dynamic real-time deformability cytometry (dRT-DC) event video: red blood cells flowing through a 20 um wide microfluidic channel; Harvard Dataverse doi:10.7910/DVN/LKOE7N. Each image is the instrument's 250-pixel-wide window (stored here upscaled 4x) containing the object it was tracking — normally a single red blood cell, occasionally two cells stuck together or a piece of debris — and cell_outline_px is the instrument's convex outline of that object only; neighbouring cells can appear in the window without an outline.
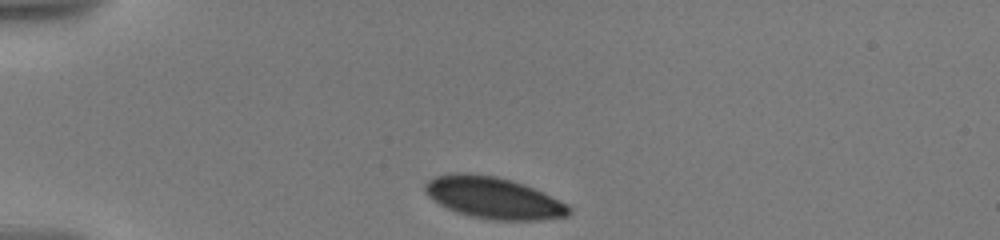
{"species": "human", "species_latin": "Homo sapiens", "temperature_condition": "warm", "stored_images_in_passage": 43, "camera_frame_rate_fps": 3000, "um_per_image_px": 0.085, "donor": {"sex": "male"}, "frame": {"image": 1, "passage_image": 1, "time_ms": 0.0, "image_size_px": [1000, 240], "cell_outline_px": [[572, 212], [568, 216], [540, 220], [496, 220], [472, 216], [456, 212], [432, 200], [428, 196], [424, 188], [424, 184], [428, 180], [436, 176], [456, 172], [468, 172], [496, 176], [512, 180], [524, 184], [568, 204], [572, 208]], "centroid_in_image_um": [41.95, 16.81], "position_along_channel_um": 43.1, "area_um2": 34.97}}
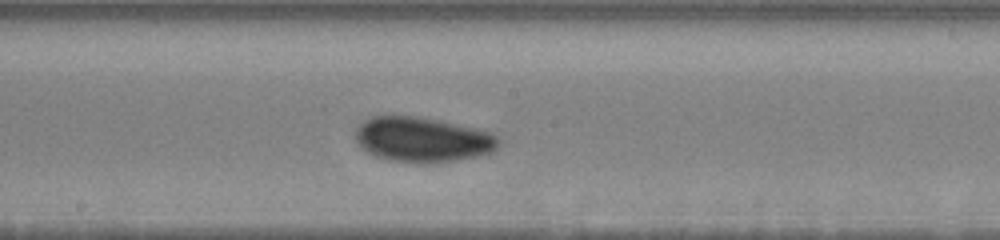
{"frame": {"image": 2, "passage_image": 20, "time_ms": 6.0, "image_size_px": [1000, 240], "cell_outline_px": [[496, 148], [492, 152], [456, 160], [424, 164], [420, 164], [392, 160], [376, 156], [368, 152], [356, 140], [356, 128], [364, 120], [372, 116], [388, 112], [392, 112], [420, 116], [440, 120], [472, 128], [496, 136]], "centroid_in_image_um": [35.8, 11.82], "position_along_channel_um": 212.4, "area_um2": 37.63}}
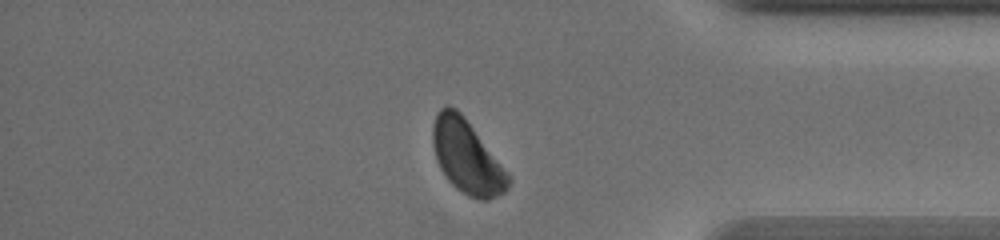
{"frame": {"image": 3, "passage_image": 37, "time_ms": 11.667, "image_size_px": [1000, 240], "cell_outline_px": [[512, 180], [508, 188], [504, 192], [488, 200], [480, 200], [468, 196], [456, 188], [448, 180], [440, 168], [436, 160], [432, 144], [432, 128], [436, 112], [440, 108], [448, 104], [456, 108], [464, 116], [512, 176]], "centroid_in_image_um": [39.69, 13.32], "position_along_channel_um": 395.5, "area_um2": 32.66}, "authors_computed_cell_mechanics": {"area_um2": 35.547, "velocity_mm_per_s": 3.4964, "shape_relaxation_time_tau1_ms": 1.9397, "shape_relaxation_time_tau2_ms": null, "deformation_change_tau1": 0.0692, "deformation_change_tau2": null}}